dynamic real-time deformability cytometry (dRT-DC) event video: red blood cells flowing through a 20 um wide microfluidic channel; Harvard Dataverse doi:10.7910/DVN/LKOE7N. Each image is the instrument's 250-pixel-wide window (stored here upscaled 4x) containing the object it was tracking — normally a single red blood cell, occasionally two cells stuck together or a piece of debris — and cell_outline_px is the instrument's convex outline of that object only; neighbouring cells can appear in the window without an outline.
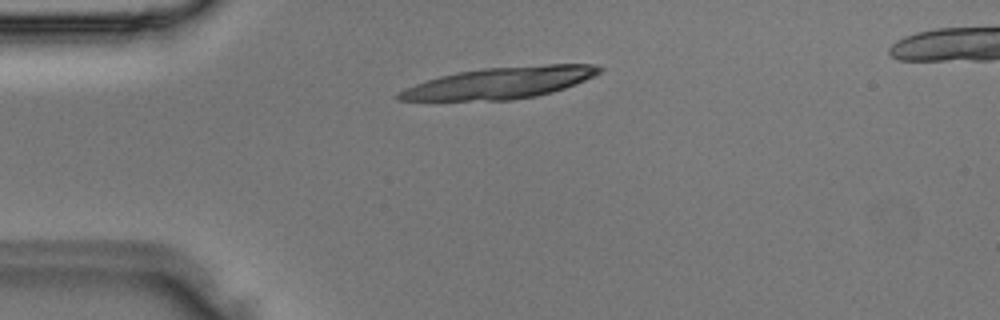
{"species": "Egyptian fruit bat (a non-hibernating species)", "species_latin": "Rousettus aegyptiacus", "temperature_condition": "room temperature", "stored_images_in_passage": 2, "camera_frame_rate_fps": 3000, "um_per_image_px": 0.085, "animal": {"sex": "male"}, "frame": {"image": 1, "passage_image": 1, "time_ms": 0.0, "image_size_px": [1000, 320], "cell_outline_px": [[604, 68], [600, 72], [576, 84], [552, 92], [536, 96], [512, 100], [396, 100], [396, 96], [400, 92], [416, 84], [440, 76], [456, 72], [484, 68], [548, 64], [596, 64]], "centroid_in_image_um": [42.56, 7.03], "position_along_channel_um": 42.4, "area_um2": 36.47}}